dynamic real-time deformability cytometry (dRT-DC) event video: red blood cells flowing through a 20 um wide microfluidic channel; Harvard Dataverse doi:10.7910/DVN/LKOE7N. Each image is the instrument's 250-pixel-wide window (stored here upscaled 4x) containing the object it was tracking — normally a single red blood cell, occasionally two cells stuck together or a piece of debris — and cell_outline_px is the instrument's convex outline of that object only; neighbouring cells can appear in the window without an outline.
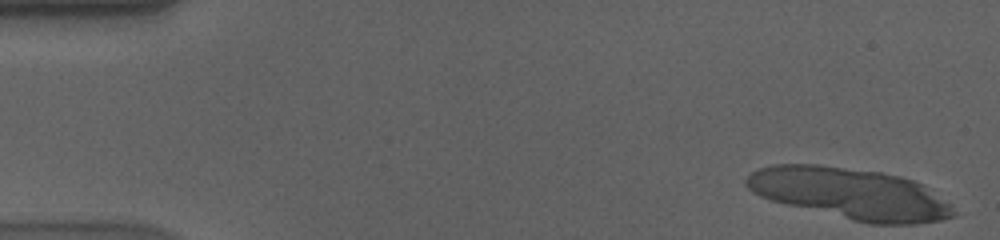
{"species": "human", "species_latin": "Homo sapiens", "temperature_condition": "cold", "stored_images_in_passage": 16, "camera_frame_rate_fps": 3000, "um_per_image_px": 0.085, "donor": {"sex": "male"}, "frame": {"image": 1, "passage_image": 2, "time_ms": 0.333, "image_size_px": [1000, 240], "cell_outline_px": [[956, 216], [940, 220], [916, 224], [868, 224], [772, 200], [760, 196], [752, 192], [744, 184], [744, 180], [752, 172], [760, 168], [772, 164], [816, 164], [880, 172], [900, 176], [924, 184], [952, 204], [956, 212]], "centroid_in_image_um": [72.31, 16.46], "position_along_channel_um": 12.7, "area_um2": 61.85}}